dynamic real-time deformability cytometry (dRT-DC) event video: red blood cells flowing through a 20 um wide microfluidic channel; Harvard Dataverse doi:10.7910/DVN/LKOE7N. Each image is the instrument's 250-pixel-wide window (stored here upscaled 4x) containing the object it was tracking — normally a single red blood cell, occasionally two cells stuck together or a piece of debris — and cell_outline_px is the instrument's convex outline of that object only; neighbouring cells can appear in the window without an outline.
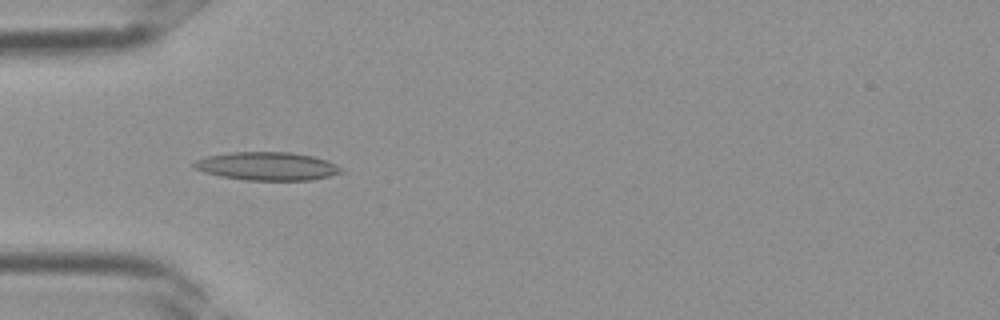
{"species": "Egyptian fruit bat (a non-hibernating species)", "species_latin": "Rousettus aegyptiacus", "temperature_condition": "room temperature", "stored_images_in_passage": 37, "camera_frame_rate_fps": 3000, "um_per_image_px": 0.085, "frame": {"image": 1, "passage_image": 12, "time_ms": 3.667, "image_size_px": [1000, 320], "cell_outline_px": [[344, 172], [312, 180], [244, 180], [220, 176], [204, 172], [196, 168], [192, 164], [196, 160], [208, 156], [232, 152], [292, 152], [312, 156], [336, 164], [344, 168]], "centroid_in_image_um": [22.73, 14.13], "position_along_channel_um": 62.3, "area_um2": 24.16}}
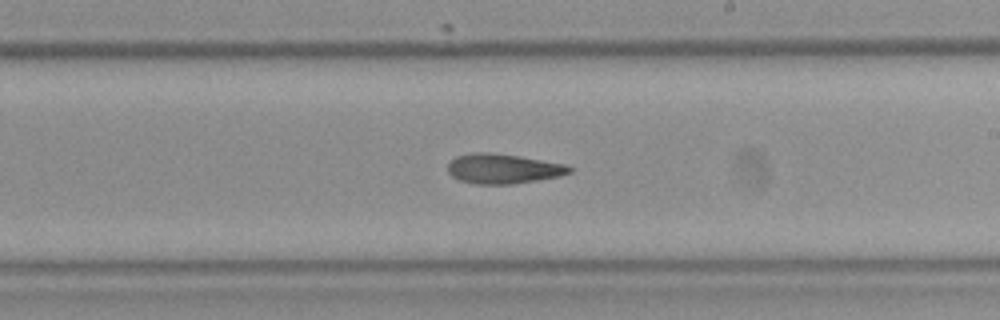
{"frame": {"image": 2, "passage_image": 22, "time_ms": 7.0, "image_size_px": [1000, 320], "cell_outline_px": [[572, 172], [560, 176], [512, 184], [476, 184], [460, 180], [452, 176], [448, 172], [448, 164], [456, 156], [476, 152], [488, 152], [520, 156], [568, 164], [572, 168]], "centroid_in_image_um": [42.8, 14.33], "position_along_channel_um": 246.2, "area_um2": 21.15}}
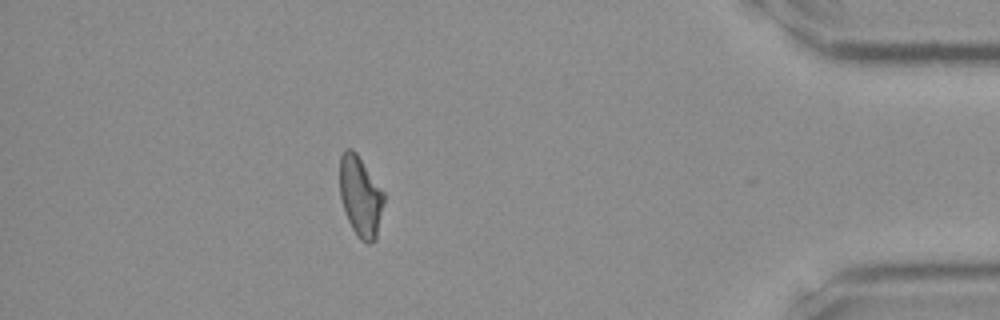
{"frame": {"image": 3, "passage_image": 33, "time_ms": 10.667, "image_size_px": [1000, 320], "cell_outline_px": [[384, 200], [376, 240], [368, 244], [360, 240], [352, 228], [344, 212], [340, 196], [340, 156], [344, 148], [352, 148], [356, 152], [384, 192]], "centroid_in_image_um": [30.62, 16.69], "position_along_channel_um": 404.6, "area_um2": 20.75}}